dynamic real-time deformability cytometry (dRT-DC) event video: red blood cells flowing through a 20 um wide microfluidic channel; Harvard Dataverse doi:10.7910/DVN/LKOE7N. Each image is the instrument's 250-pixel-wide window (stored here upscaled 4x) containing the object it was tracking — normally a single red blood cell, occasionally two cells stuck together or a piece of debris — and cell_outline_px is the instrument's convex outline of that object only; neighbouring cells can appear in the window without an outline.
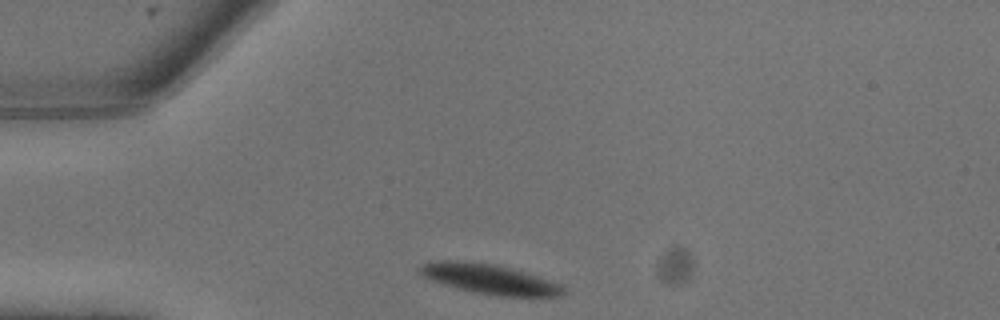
{"species": "common noctule bat (a hibernating species)", "species_latin": "Nyctalus noctula", "temperature_condition": "warm", "stored_images_in_passage": 14, "camera_frame_rate_fps": 3000, "um_per_image_px": 0.085, "animal": {"sex": "male", "body_mass_g": 13.3}, "frame": {"image": 1, "passage_image": 1, "time_ms": 0.0, "image_size_px": [1000, 320], "cell_outline_px": [[568, 288], [560, 296], [500, 296], [476, 292], [444, 284], [432, 280], [416, 272], [416, 268], [424, 264], [440, 260], [448, 260], [492, 264], [524, 272], [552, 280], [564, 284]], "centroid_in_image_um": [41.66, 23.73], "position_along_channel_um": 43.3, "area_um2": 24.62}}
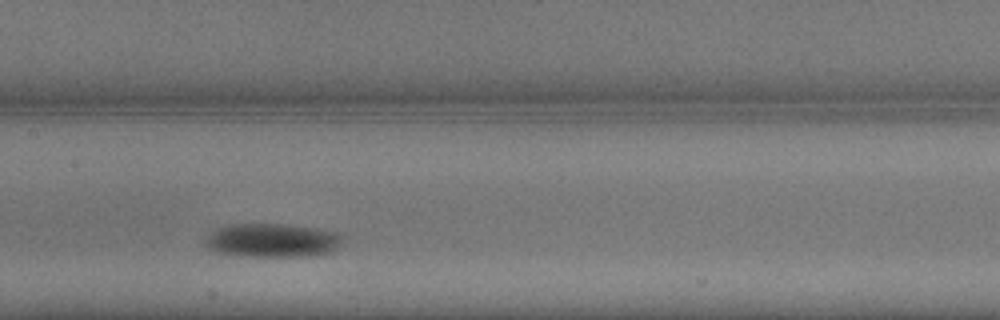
{"frame": {"image": 2, "passage_image": 7, "time_ms": 2.0, "image_size_px": [1000, 320], "cell_outline_px": [[344, 236], [340, 244], [336, 248], [328, 252], [312, 256], [236, 256], [212, 252], [204, 244], [204, 240], [212, 232], [220, 228], [232, 224], [280, 224], [316, 228], [336, 232]], "centroid_in_image_um": [23.11, 20.44], "position_along_channel_um": 184.3, "area_um2": 27.05}}
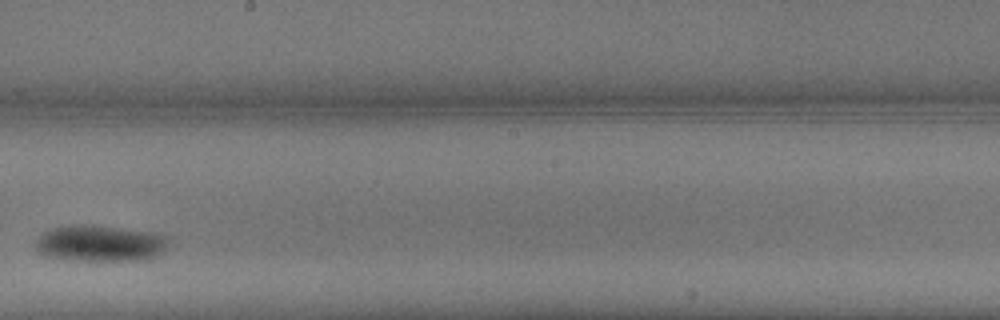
{"frame": {"image": 3, "passage_image": 9, "time_ms": 2.667, "image_size_px": [1000, 320], "cell_outline_px": [[168, 240], [164, 248], [156, 256], [144, 260], [84, 260], [48, 256], [40, 252], [36, 248], [36, 240], [44, 232], [52, 228], [76, 224], [84, 224], [120, 228], [152, 232], [168, 236]], "centroid_in_image_um": [8.52, 20.67], "position_along_channel_um": 239.7, "area_um2": 27.63}}